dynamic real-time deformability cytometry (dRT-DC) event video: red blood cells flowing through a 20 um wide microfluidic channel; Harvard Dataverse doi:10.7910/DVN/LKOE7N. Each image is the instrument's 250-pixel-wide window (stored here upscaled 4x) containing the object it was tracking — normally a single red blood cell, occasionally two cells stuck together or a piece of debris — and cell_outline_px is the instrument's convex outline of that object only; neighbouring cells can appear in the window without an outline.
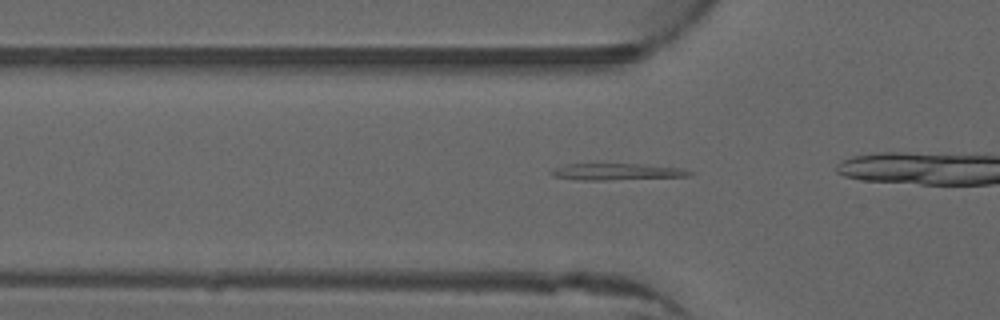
{"species": "common noctule bat (a hibernating species)", "species_latin": "Nyctalus noctula", "temperature_condition": "warm", "stored_images_in_passage": 18, "camera_frame_rate_fps": 3000, "um_per_image_px": 0.085, "animal": {"sex": "male", "forearm_length_mm": 52.5}, "frame": {"image": 1, "passage_image": 11, "time_ms": 3.333, "image_size_px": [1000, 320], "cell_outline_px": [[692, 172], [688, 176], [608, 180], [580, 180], [552, 176], [548, 172], [556, 168], [568, 164], [636, 164], [680, 168]], "centroid_in_image_um": [52.35, 14.6], "position_along_channel_um": 73.4, "area_um2": 13.06}}